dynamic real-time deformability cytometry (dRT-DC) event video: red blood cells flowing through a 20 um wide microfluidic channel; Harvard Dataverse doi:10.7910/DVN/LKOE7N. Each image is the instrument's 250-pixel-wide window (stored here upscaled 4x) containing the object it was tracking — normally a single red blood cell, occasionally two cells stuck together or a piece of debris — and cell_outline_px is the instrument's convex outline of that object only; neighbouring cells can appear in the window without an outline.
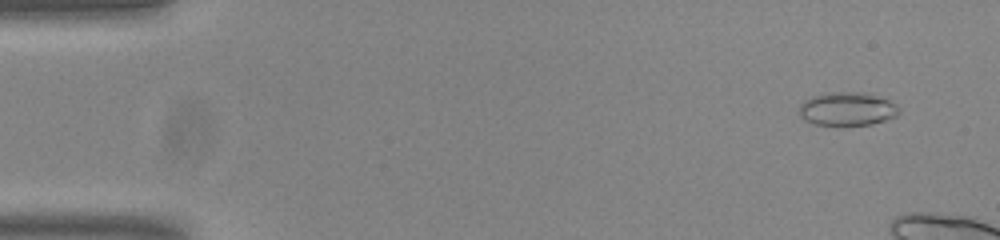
{"species": "common noctule bat (a hibernating species)", "species_latin": "Nyctalus noctula", "temperature_condition": "room temperature", "stored_images_in_passage": 12, "camera_frame_rate_fps": 3000, "um_per_image_px": 0.085, "animal": {"sex": "male", "body_mass_g": 20.0, "forearm_length_mm": 53.3}, "frame": {"image": 1, "passage_image": 4, "time_ms": 1.0, "image_size_px": [1000, 240], "cell_outline_px": [[900, 112], [896, 116], [872, 124], [816, 124], [804, 120], [800, 116], [800, 104], [804, 100], [812, 96], [832, 92], [860, 92], [888, 100], [896, 104], [900, 108]], "centroid_in_image_um": [72.01, 9.25], "position_along_channel_um": 13.0, "area_um2": 19.07}}